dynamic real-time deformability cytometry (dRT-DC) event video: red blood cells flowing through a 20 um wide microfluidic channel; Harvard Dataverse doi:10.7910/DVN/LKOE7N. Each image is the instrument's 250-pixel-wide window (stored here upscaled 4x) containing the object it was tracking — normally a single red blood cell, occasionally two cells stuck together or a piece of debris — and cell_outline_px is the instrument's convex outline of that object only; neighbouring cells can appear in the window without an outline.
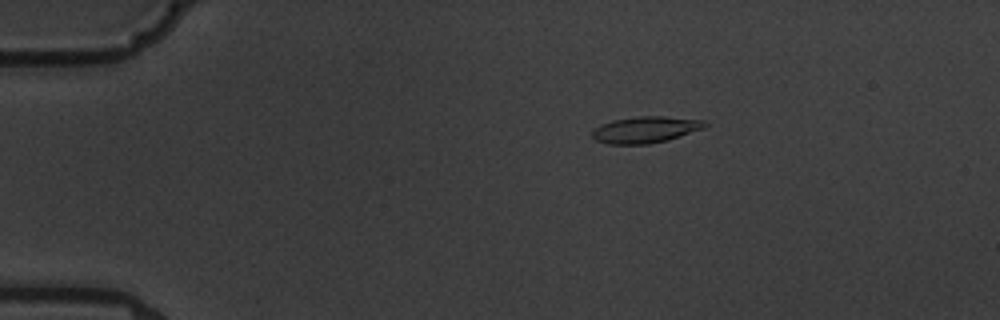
{"species": "common noctule bat (a hibernating species)", "species_latin": "Nyctalus noctula", "temperature_condition": "warm", "stored_images_in_passage": 3, "camera_frame_rate_fps": 3000, "um_per_image_px": 0.085, "animal": {"sex": "male", "body_mass_g": 19.5, "forearm_length_mm": 54.6}, "frame": {"image": 1, "passage_image": 1, "time_ms": 0.0, "image_size_px": [1000, 320], "cell_outline_px": [[708, 124], [704, 128], [668, 140], [648, 144], [608, 144], [596, 140], [592, 136], [592, 132], [600, 124], [612, 120], [636, 116], [664, 116], [704, 120]], "centroid_in_image_um": [54.86, 11.01], "position_along_channel_um": 30.1, "area_um2": 17.4}}